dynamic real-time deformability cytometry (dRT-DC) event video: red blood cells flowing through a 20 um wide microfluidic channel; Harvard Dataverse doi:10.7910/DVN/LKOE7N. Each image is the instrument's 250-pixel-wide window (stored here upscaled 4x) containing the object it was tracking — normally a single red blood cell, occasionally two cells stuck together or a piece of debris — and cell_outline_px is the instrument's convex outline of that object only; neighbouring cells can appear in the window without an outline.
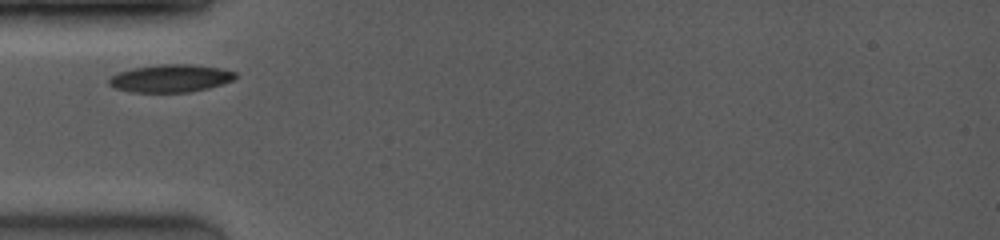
{"species": "common noctule bat (a hibernating species)", "species_latin": "Nyctalus noctula", "temperature_condition": "room temperature", "stored_images_in_passage": 36, "camera_frame_rate_fps": 4000, "um_per_image_px": 0.085, "animal": {"sex": "female", "body_mass_g": 19.0, "forearm_length_mm": 53.3}, "frame": {"image": 1, "passage_image": 1, "time_ms": 0.0, "image_size_px": [1000, 240], "cell_outline_px": [[236, 76], [232, 80], [208, 88], [188, 92], [132, 92], [116, 88], [108, 84], [108, 80], [112, 76], [120, 72], [136, 68], [160, 64], [188, 64], [216, 68], [236, 72]], "centroid_in_image_um": [14.48, 6.66], "position_along_channel_um": 70.5, "area_um2": 19.94}}
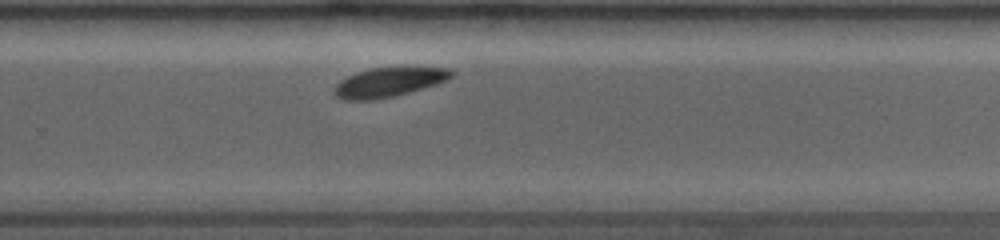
{"frame": {"image": 2, "passage_image": 24, "time_ms": 5.75, "image_size_px": [1000, 240], "cell_outline_px": [[452, 76], [444, 80], [408, 92], [376, 100], [340, 100], [332, 92], [336, 84], [348, 76], [372, 68], [448, 68], [452, 72]], "centroid_in_image_um": [32.93, 7.01], "position_along_channel_um": 296.9, "area_um2": 19.31}}
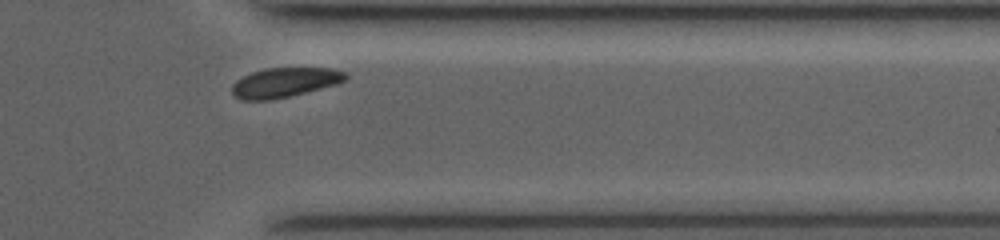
{"frame": {"image": 3, "passage_image": 33, "time_ms": 8.0, "image_size_px": [1000, 240], "cell_outline_px": [[348, 76], [344, 80], [336, 84], [272, 100], [240, 100], [232, 92], [232, 84], [236, 80], [252, 72], [268, 68], [332, 68], [344, 72]], "centroid_in_image_um": [24.16, 7.01], "position_along_channel_um": 387.2, "area_um2": 19.31}}